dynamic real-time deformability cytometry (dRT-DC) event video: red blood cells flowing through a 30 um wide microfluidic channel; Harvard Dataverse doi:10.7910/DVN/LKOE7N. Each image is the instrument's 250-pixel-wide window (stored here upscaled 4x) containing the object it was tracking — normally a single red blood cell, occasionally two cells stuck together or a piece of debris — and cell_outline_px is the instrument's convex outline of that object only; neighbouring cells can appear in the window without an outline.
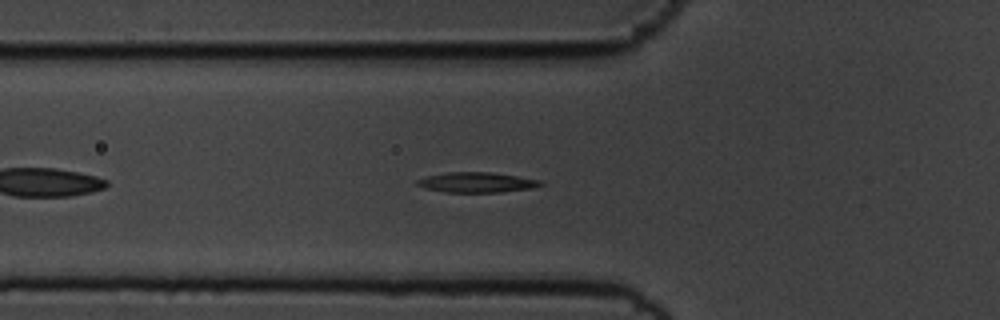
{"species": "common noctule bat (a hibernating species)", "species_latin": "Nyctalus noctula", "temperature_condition": "cold", "stored_images_in_passage": 46, "segment_of_instrument_passage": [1, 2], "camera_frame_rate_fps": 3000, "um_per_image_px": 0.085, "animal": {"sex": "male", "body_mass_g": 19.5, "forearm_length_mm": 54.6}, "frame": {"image": 1, "passage_image": 8, "time_ms": 2.333, "image_size_px": [1000, 320], "cell_outline_px": [[544, 184], [532, 188], [500, 192], [448, 192], [424, 188], [416, 184], [416, 180], [424, 176], [448, 172], [492, 172], [540, 180]], "centroid_in_image_um": [40.49, 15.49], "position_along_channel_um": 85.3, "area_um2": 14.45}}
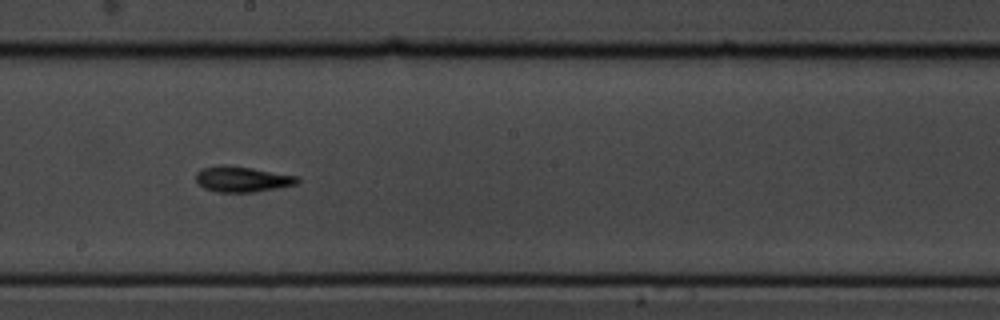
{"frame": {"image": 2, "passage_image": 20, "time_ms": 6.333, "image_size_px": [1000, 320], "cell_outline_px": [[300, 180], [296, 184], [276, 188], [252, 192], [216, 192], [204, 188], [196, 180], [196, 172], [200, 168], [220, 164], [228, 164], [300, 176]], "centroid_in_image_um": [20.57, 15.21], "position_along_channel_um": 227.6, "area_um2": 15.32}}
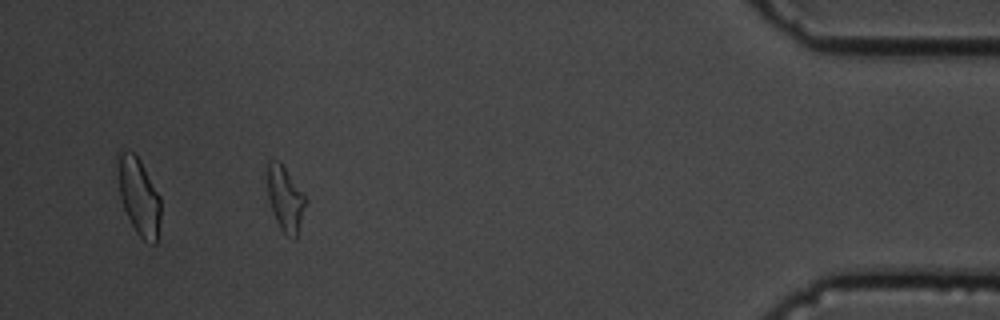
{"frame": {"image": 3, "passage_image": 40, "time_ms": 13.0, "image_size_px": [1000, 320], "cell_outline_px": [[308, 200], [296, 236], [292, 240], [280, 228], [272, 212], [268, 200], [268, 160], [280, 160]], "centroid_in_image_um": [24.25, 16.88], "position_along_channel_um": 410.9, "area_um2": 14.45}}